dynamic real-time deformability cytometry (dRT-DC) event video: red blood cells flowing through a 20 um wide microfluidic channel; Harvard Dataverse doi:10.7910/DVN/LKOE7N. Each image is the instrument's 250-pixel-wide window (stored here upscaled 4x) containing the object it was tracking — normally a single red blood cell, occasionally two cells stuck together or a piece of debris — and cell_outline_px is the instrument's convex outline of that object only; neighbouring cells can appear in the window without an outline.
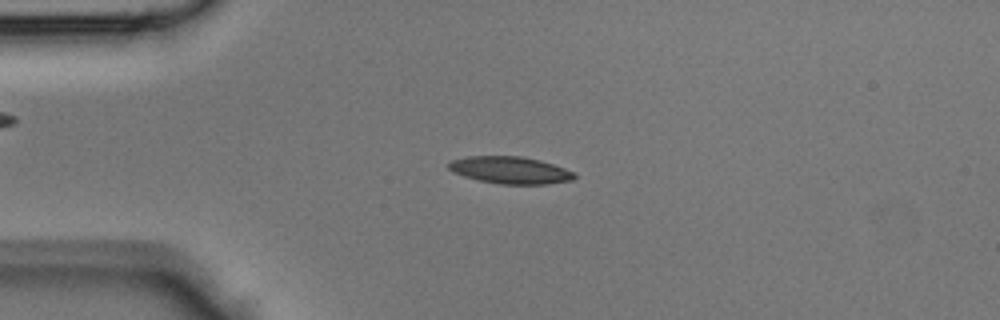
{"species": "Egyptian fruit bat (a non-hibernating species)", "species_latin": "Rousettus aegyptiacus", "temperature_condition": "room temperature", "stored_images_in_passage": 44, "camera_frame_rate_fps": 3000, "um_per_image_px": 0.085, "animal": {"sex": "male"}, "frame": {"image": 1, "passage_image": 10, "time_ms": 3.0, "image_size_px": [1000, 320], "cell_outline_px": [[576, 176], [572, 180], [544, 184], [500, 184], [480, 180], [464, 176], [452, 172], [448, 168], [448, 164], [452, 160], [468, 156], [520, 156], [540, 160], [576, 172]], "centroid_in_image_um": [43.37, 14.46], "position_along_channel_um": 41.6, "area_um2": 19.77}}
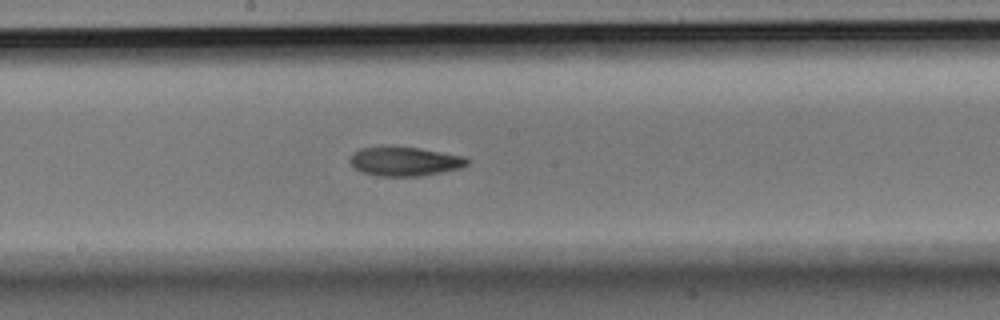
{"frame": {"image": 2, "passage_image": 23, "time_ms": 7.333, "image_size_px": [1000, 320], "cell_outline_px": [[468, 164], [460, 168], [420, 176], [376, 176], [360, 172], [352, 168], [348, 160], [360, 148], [420, 148], [464, 156], [468, 160]], "centroid_in_image_um": [34.38, 13.75], "position_along_channel_um": 213.8, "area_um2": 19.54}}
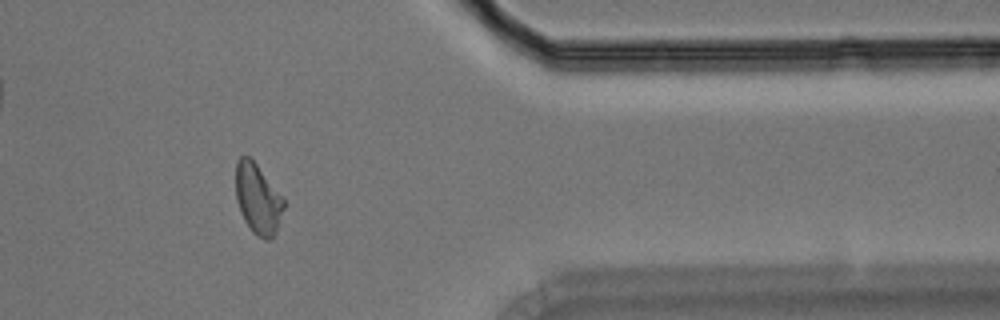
{"frame": {"image": 3, "passage_image": 36, "time_ms": 11.667, "image_size_px": [1000, 320], "cell_outline_px": [[284, 208], [276, 232], [268, 240], [264, 240], [256, 236], [252, 232], [244, 220], [240, 212], [236, 200], [236, 160], [240, 156], [248, 156], [256, 164], [284, 200]], "centroid_in_image_um": [21.89, 16.93], "position_along_channel_um": 389.5, "area_um2": 19.42}}